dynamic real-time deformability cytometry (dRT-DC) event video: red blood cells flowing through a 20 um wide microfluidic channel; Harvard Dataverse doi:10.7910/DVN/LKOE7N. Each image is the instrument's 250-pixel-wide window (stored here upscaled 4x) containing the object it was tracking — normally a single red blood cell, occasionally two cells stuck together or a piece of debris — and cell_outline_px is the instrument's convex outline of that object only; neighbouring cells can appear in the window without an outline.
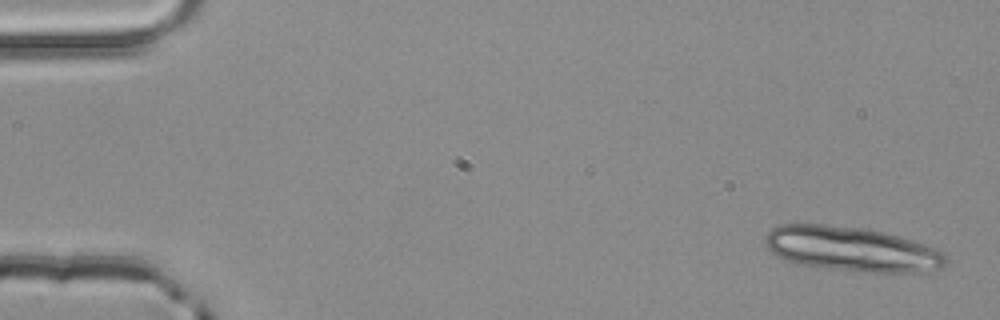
{"species": "common noctule bat (a hibernating species)", "species_latin": "Nyctalus noctula", "temperature_condition": "room temperature", "stored_images_in_passage": 4, "camera_frame_rate_fps": 3000, "um_per_image_px": 0.085, "animal": {"sex": "male", "body_mass_g": 20.4}, "frame": {"image": 1, "passage_image": 1, "time_ms": 0.0, "image_size_px": [1000, 320], "cell_outline_px": [[948, 260], [944, 264], [936, 268], [924, 272], [864, 272], [796, 264], [772, 252], [764, 244], [764, 236], [772, 228], [780, 224], [824, 224], [860, 228], [884, 232], [924, 244], [936, 248], [944, 252]], "centroid_in_image_um": [72.37, 21.16], "position_along_channel_um": 12.6, "area_um2": 46.7}}